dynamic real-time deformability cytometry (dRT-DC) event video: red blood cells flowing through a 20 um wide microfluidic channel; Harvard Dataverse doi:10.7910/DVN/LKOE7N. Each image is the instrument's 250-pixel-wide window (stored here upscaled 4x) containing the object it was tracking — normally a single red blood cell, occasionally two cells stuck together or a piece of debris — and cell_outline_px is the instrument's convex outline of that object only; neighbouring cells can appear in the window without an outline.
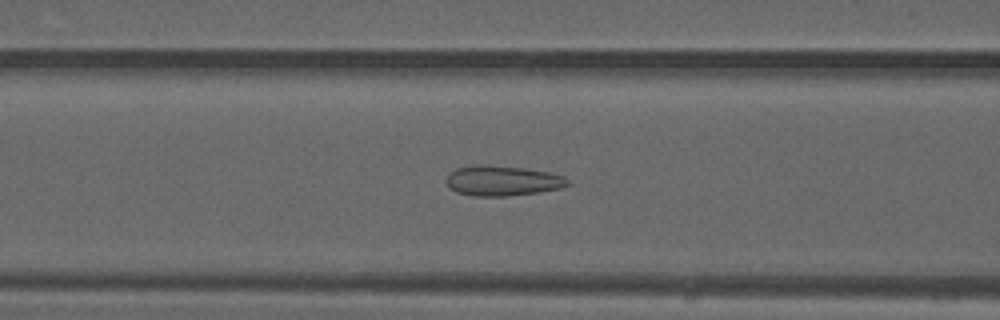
{"species": "common noctule bat (a hibernating species)", "species_latin": "Nyctalus noctula", "temperature_condition": "warm", "stored_images_in_passage": 48, "camera_frame_rate_fps": 3000, "um_per_image_px": 0.085, "animal": {"sex": "male", "forearm_length_mm": 52.5}, "frame": {"image": 1, "passage_image": 18, "time_ms": 5.667, "image_size_px": [1000, 320], "cell_outline_px": [[572, 184], [560, 188], [540, 192], [508, 196], [472, 196], [456, 192], [448, 188], [444, 180], [448, 172], [456, 168], [476, 164], [480, 164], [524, 168], [548, 172], [564, 176]], "centroid_in_image_um": [42.65, 15.36], "position_along_channel_um": 123.9, "area_um2": 21.73}}
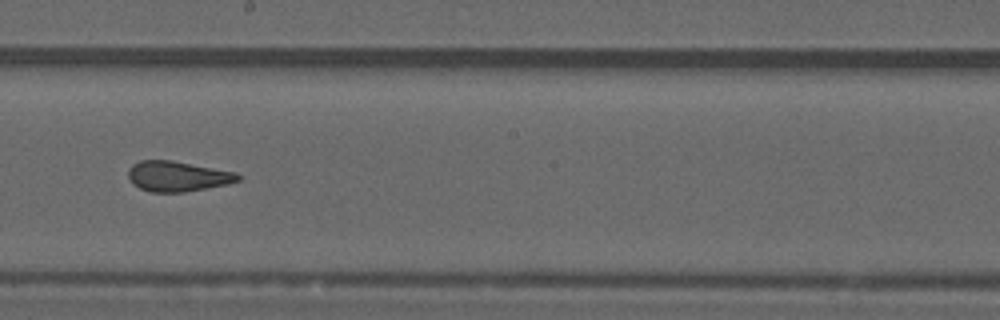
{"frame": {"image": 2, "passage_image": 26, "time_ms": 8.333, "image_size_px": [1000, 320], "cell_outline_px": [[244, 176], [240, 180], [228, 184], [184, 192], [152, 192], [140, 188], [132, 184], [128, 176], [128, 168], [132, 164], [140, 160], [172, 160], [236, 172]], "centroid_in_image_um": [15.1, 14.98], "position_along_channel_um": 233.1, "area_um2": 19.54}}
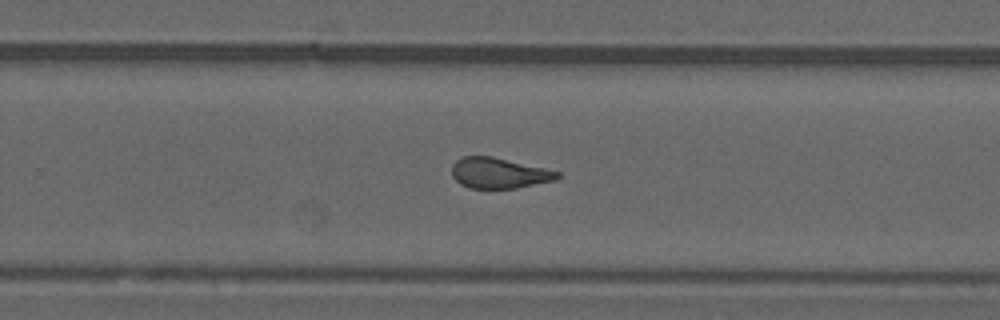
{"frame": {"image": 3, "passage_image": 30, "time_ms": 9.667, "image_size_px": [1000, 320], "cell_outline_px": [[560, 176], [556, 180], [516, 188], [468, 188], [460, 184], [452, 176], [452, 164], [456, 160], [464, 156], [492, 156], [544, 168], [560, 172]], "centroid_in_image_um": [42.39, 14.71], "position_along_channel_um": 287.4, "area_um2": 18.79}, "authors_computed_cell_mechanics": {"area_um2": 20.2011, "velocity_mm_per_s": 4.1038, "shape_relaxation_time_tau1_ms": null, "shape_relaxation_time_tau2_ms": 1.092, "deformation_change_tau1": null, "deformation_change_tau2": 0.1055}}